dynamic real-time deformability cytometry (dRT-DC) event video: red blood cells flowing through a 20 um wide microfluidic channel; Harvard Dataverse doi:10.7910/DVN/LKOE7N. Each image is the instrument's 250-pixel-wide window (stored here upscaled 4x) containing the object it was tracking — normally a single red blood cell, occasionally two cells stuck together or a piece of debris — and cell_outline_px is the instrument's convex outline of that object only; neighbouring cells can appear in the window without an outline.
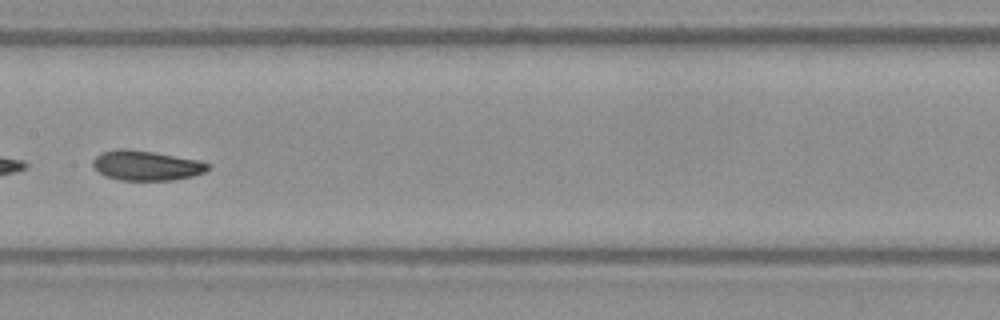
{"species": "Egyptian fruit bat (a non-hibernating species)", "species_latin": "Rousettus aegyptiacus", "temperature_condition": "warm", "stored_images_in_passage": 18, "camera_frame_rate_fps": 3000, "um_per_image_px": 0.085, "frame": {"image": 1, "passage_image": 18, "time_ms": 5.667, "image_size_px": [1000, 320], "cell_outline_px": [[212, 168], [204, 172], [192, 176], [172, 180], [120, 180], [104, 176], [92, 164], [92, 160], [96, 156], [104, 152], [116, 148], [128, 148], [200, 160], [212, 164]], "centroid_in_image_um": [12.47, 14.06], "position_along_channel_um": 194.9, "area_um2": 20.11}}